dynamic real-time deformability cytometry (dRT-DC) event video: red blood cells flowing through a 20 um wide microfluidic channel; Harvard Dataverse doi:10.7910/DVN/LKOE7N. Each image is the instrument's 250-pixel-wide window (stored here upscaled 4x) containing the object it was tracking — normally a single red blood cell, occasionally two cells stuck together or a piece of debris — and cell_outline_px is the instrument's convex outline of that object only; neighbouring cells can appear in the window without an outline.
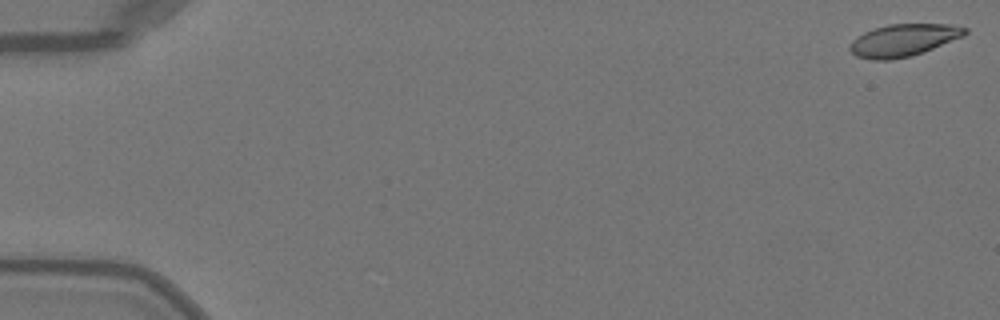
{"species": "Egyptian fruit bat (a non-hibernating species)", "species_latin": "Rousettus aegyptiacus", "temperature_condition": "warm", "stored_images_in_passage": 8, "camera_frame_rate_fps": 3000, "um_per_image_px": 0.085, "animal": {"sex": "female"}, "frame": {"image": 1, "passage_image": 1, "time_ms": 0.0, "image_size_px": [1000, 320], "cell_outline_px": [[968, 32], [964, 36], [912, 56], [888, 60], [872, 60], [856, 56], [848, 48], [852, 40], [864, 32], [888, 24], [952, 24], [968, 28]], "centroid_in_image_um": [76.8, 3.41], "position_along_channel_um": 8.2, "area_um2": 21.62}}